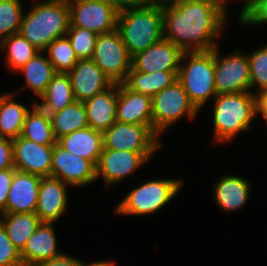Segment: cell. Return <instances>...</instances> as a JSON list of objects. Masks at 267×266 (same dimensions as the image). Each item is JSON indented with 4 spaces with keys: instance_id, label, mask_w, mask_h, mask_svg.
I'll use <instances>...</instances> for the list:
<instances>
[{
    "instance_id": "cell-17",
    "label": "cell",
    "mask_w": 267,
    "mask_h": 266,
    "mask_svg": "<svg viewBox=\"0 0 267 266\" xmlns=\"http://www.w3.org/2000/svg\"><path fill=\"white\" fill-rule=\"evenodd\" d=\"M116 121L143 124L153 130L152 98L130 90L124 83H118Z\"/></svg>"
},
{
    "instance_id": "cell-21",
    "label": "cell",
    "mask_w": 267,
    "mask_h": 266,
    "mask_svg": "<svg viewBox=\"0 0 267 266\" xmlns=\"http://www.w3.org/2000/svg\"><path fill=\"white\" fill-rule=\"evenodd\" d=\"M117 101L118 83L85 100L83 103L87 112L88 127L102 133L108 130L116 122Z\"/></svg>"
},
{
    "instance_id": "cell-2",
    "label": "cell",
    "mask_w": 267,
    "mask_h": 266,
    "mask_svg": "<svg viewBox=\"0 0 267 266\" xmlns=\"http://www.w3.org/2000/svg\"><path fill=\"white\" fill-rule=\"evenodd\" d=\"M33 7L23 14L19 33L39 51L55 39L66 36L70 26L67 0H33Z\"/></svg>"
},
{
    "instance_id": "cell-16",
    "label": "cell",
    "mask_w": 267,
    "mask_h": 266,
    "mask_svg": "<svg viewBox=\"0 0 267 266\" xmlns=\"http://www.w3.org/2000/svg\"><path fill=\"white\" fill-rule=\"evenodd\" d=\"M67 74L75 100L80 102L92 98L114 84L92 59L78 60Z\"/></svg>"
},
{
    "instance_id": "cell-40",
    "label": "cell",
    "mask_w": 267,
    "mask_h": 266,
    "mask_svg": "<svg viewBox=\"0 0 267 266\" xmlns=\"http://www.w3.org/2000/svg\"><path fill=\"white\" fill-rule=\"evenodd\" d=\"M80 259L63 253L61 256L37 264L36 266H79Z\"/></svg>"
},
{
    "instance_id": "cell-26",
    "label": "cell",
    "mask_w": 267,
    "mask_h": 266,
    "mask_svg": "<svg viewBox=\"0 0 267 266\" xmlns=\"http://www.w3.org/2000/svg\"><path fill=\"white\" fill-rule=\"evenodd\" d=\"M44 53V51H40L23 67L16 71V73H22L25 76V86H23L21 90L29 88L38 98L45 92L46 87L56 74L52 63Z\"/></svg>"
},
{
    "instance_id": "cell-38",
    "label": "cell",
    "mask_w": 267,
    "mask_h": 266,
    "mask_svg": "<svg viewBox=\"0 0 267 266\" xmlns=\"http://www.w3.org/2000/svg\"><path fill=\"white\" fill-rule=\"evenodd\" d=\"M15 168L0 171V214H5V206Z\"/></svg>"
},
{
    "instance_id": "cell-29",
    "label": "cell",
    "mask_w": 267,
    "mask_h": 266,
    "mask_svg": "<svg viewBox=\"0 0 267 266\" xmlns=\"http://www.w3.org/2000/svg\"><path fill=\"white\" fill-rule=\"evenodd\" d=\"M53 133L59 138L88 127L87 112L83 102L75 101L64 109L49 114Z\"/></svg>"
},
{
    "instance_id": "cell-45",
    "label": "cell",
    "mask_w": 267,
    "mask_h": 266,
    "mask_svg": "<svg viewBox=\"0 0 267 266\" xmlns=\"http://www.w3.org/2000/svg\"><path fill=\"white\" fill-rule=\"evenodd\" d=\"M227 4H229L226 0H224ZM233 1V0H232ZM238 1V0H237ZM242 1H244V3L245 4H243V8H242V10L240 11V13L249 5V4H251L254 0H242ZM239 2H240V0H239Z\"/></svg>"
},
{
    "instance_id": "cell-13",
    "label": "cell",
    "mask_w": 267,
    "mask_h": 266,
    "mask_svg": "<svg viewBox=\"0 0 267 266\" xmlns=\"http://www.w3.org/2000/svg\"><path fill=\"white\" fill-rule=\"evenodd\" d=\"M51 177L60 179L71 187H83L97 181L96 166L56 142L53 145Z\"/></svg>"
},
{
    "instance_id": "cell-15",
    "label": "cell",
    "mask_w": 267,
    "mask_h": 266,
    "mask_svg": "<svg viewBox=\"0 0 267 266\" xmlns=\"http://www.w3.org/2000/svg\"><path fill=\"white\" fill-rule=\"evenodd\" d=\"M183 51L162 38L131 59V68L139 72L179 71Z\"/></svg>"
},
{
    "instance_id": "cell-23",
    "label": "cell",
    "mask_w": 267,
    "mask_h": 266,
    "mask_svg": "<svg viewBox=\"0 0 267 266\" xmlns=\"http://www.w3.org/2000/svg\"><path fill=\"white\" fill-rule=\"evenodd\" d=\"M57 143L67 151L90 160L97 166L103 150V133L86 127L59 138Z\"/></svg>"
},
{
    "instance_id": "cell-1",
    "label": "cell",
    "mask_w": 267,
    "mask_h": 266,
    "mask_svg": "<svg viewBox=\"0 0 267 266\" xmlns=\"http://www.w3.org/2000/svg\"><path fill=\"white\" fill-rule=\"evenodd\" d=\"M227 11L224 0H165L163 38L183 52L211 51L218 46Z\"/></svg>"
},
{
    "instance_id": "cell-12",
    "label": "cell",
    "mask_w": 267,
    "mask_h": 266,
    "mask_svg": "<svg viewBox=\"0 0 267 266\" xmlns=\"http://www.w3.org/2000/svg\"><path fill=\"white\" fill-rule=\"evenodd\" d=\"M153 155L155 154L103 149L96 166V179L102 177L107 187L115 185L133 175Z\"/></svg>"
},
{
    "instance_id": "cell-19",
    "label": "cell",
    "mask_w": 267,
    "mask_h": 266,
    "mask_svg": "<svg viewBox=\"0 0 267 266\" xmlns=\"http://www.w3.org/2000/svg\"><path fill=\"white\" fill-rule=\"evenodd\" d=\"M67 183L53 177H42L35 214L41 222L55 223L67 208Z\"/></svg>"
},
{
    "instance_id": "cell-32",
    "label": "cell",
    "mask_w": 267,
    "mask_h": 266,
    "mask_svg": "<svg viewBox=\"0 0 267 266\" xmlns=\"http://www.w3.org/2000/svg\"><path fill=\"white\" fill-rule=\"evenodd\" d=\"M44 52L56 73H68L79 60L67 36L55 39Z\"/></svg>"
},
{
    "instance_id": "cell-33",
    "label": "cell",
    "mask_w": 267,
    "mask_h": 266,
    "mask_svg": "<svg viewBox=\"0 0 267 266\" xmlns=\"http://www.w3.org/2000/svg\"><path fill=\"white\" fill-rule=\"evenodd\" d=\"M22 0H0V41L20 31Z\"/></svg>"
},
{
    "instance_id": "cell-28",
    "label": "cell",
    "mask_w": 267,
    "mask_h": 266,
    "mask_svg": "<svg viewBox=\"0 0 267 266\" xmlns=\"http://www.w3.org/2000/svg\"><path fill=\"white\" fill-rule=\"evenodd\" d=\"M0 216V223L19 252L24 249L31 235L41 224L35 213H5Z\"/></svg>"
},
{
    "instance_id": "cell-41",
    "label": "cell",
    "mask_w": 267,
    "mask_h": 266,
    "mask_svg": "<svg viewBox=\"0 0 267 266\" xmlns=\"http://www.w3.org/2000/svg\"><path fill=\"white\" fill-rule=\"evenodd\" d=\"M108 5H111L116 11L122 12L143 5L141 0H104Z\"/></svg>"
},
{
    "instance_id": "cell-44",
    "label": "cell",
    "mask_w": 267,
    "mask_h": 266,
    "mask_svg": "<svg viewBox=\"0 0 267 266\" xmlns=\"http://www.w3.org/2000/svg\"><path fill=\"white\" fill-rule=\"evenodd\" d=\"M145 4H162L165 0H141Z\"/></svg>"
},
{
    "instance_id": "cell-5",
    "label": "cell",
    "mask_w": 267,
    "mask_h": 266,
    "mask_svg": "<svg viewBox=\"0 0 267 266\" xmlns=\"http://www.w3.org/2000/svg\"><path fill=\"white\" fill-rule=\"evenodd\" d=\"M214 77L215 49L183 53L177 80L182 84L190 102L199 112L208 100L217 96Z\"/></svg>"
},
{
    "instance_id": "cell-6",
    "label": "cell",
    "mask_w": 267,
    "mask_h": 266,
    "mask_svg": "<svg viewBox=\"0 0 267 266\" xmlns=\"http://www.w3.org/2000/svg\"><path fill=\"white\" fill-rule=\"evenodd\" d=\"M181 179L148 180L133 188L114 209L122 216H143L156 213L169 204L182 187Z\"/></svg>"
},
{
    "instance_id": "cell-34",
    "label": "cell",
    "mask_w": 267,
    "mask_h": 266,
    "mask_svg": "<svg viewBox=\"0 0 267 266\" xmlns=\"http://www.w3.org/2000/svg\"><path fill=\"white\" fill-rule=\"evenodd\" d=\"M250 64L251 89L258 87L252 93L257 97L267 93V45L247 54Z\"/></svg>"
},
{
    "instance_id": "cell-4",
    "label": "cell",
    "mask_w": 267,
    "mask_h": 266,
    "mask_svg": "<svg viewBox=\"0 0 267 266\" xmlns=\"http://www.w3.org/2000/svg\"><path fill=\"white\" fill-rule=\"evenodd\" d=\"M117 31L132 57L163 38L162 4H143L119 12Z\"/></svg>"
},
{
    "instance_id": "cell-20",
    "label": "cell",
    "mask_w": 267,
    "mask_h": 266,
    "mask_svg": "<svg viewBox=\"0 0 267 266\" xmlns=\"http://www.w3.org/2000/svg\"><path fill=\"white\" fill-rule=\"evenodd\" d=\"M54 223L41 222L20 252L23 266L37 264L61 256L58 251Z\"/></svg>"
},
{
    "instance_id": "cell-9",
    "label": "cell",
    "mask_w": 267,
    "mask_h": 266,
    "mask_svg": "<svg viewBox=\"0 0 267 266\" xmlns=\"http://www.w3.org/2000/svg\"><path fill=\"white\" fill-rule=\"evenodd\" d=\"M91 59L113 83H123L131 69L132 57L117 30L98 36Z\"/></svg>"
},
{
    "instance_id": "cell-37",
    "label": "cell",
    "mask_w": 267,
    "mask_h": 266,
    "mask_svg": "<svg viewBox=\"0 0 267 266\" xmlns=\"http://www.w3.org/2000/svg\"><path fill=\"white\" fill-rule=\"evenodd\" d=\"M0 266H23L19 250L13 245L1 223Z\"/></svg>"
},
{
    "instance_id": "cell-7",
    "label": "cell",
    "mask_w": 267,
    "mask_h": 266,
    "mask_svg": "<svg viewBox=\"0 0 267 266\" xmlns=\"http://www.w3.org/2000/svg\"><path fill=\"white\" fill-rule=\"evenodd\" d=\"M200 113L190 102L188 94L177 80L152 98L153 131L159 136L167 128L187 117L194 120Z\"/></svg>"
},
{
    "instance_id": "cell-3",
    "label": "cell",
    "mask_w": 267,
    "mask_h": 266,
    "mask_svg": "<svg viewBox=\"0 0 267 266\" xmlns=\"http://www.w3.org/2000/svg\"><path fill=\"white\" fill-rule=\"evenodd\" d=\"M214 142H231L239 133L251 129L257 117L258 97L252 92L218 94L214 98Z\"/></svg>"
},
{
    "instance_id": "cell-24",
    "label": "cell",
    "mask_w": 267,
    "mask_h": 266,
    "mask_svg": "<svg viewBox=\"0 0 267 266\" xmlns=\"http://www.w3.org/2000/svg\"><path fill=\"white\" fill-rule=\"evenodd\" d=\"M15 93L0 94V137L14 139L22 134L29 106L16 102Z\"/></svg>"
},
{
    "instance_id": "cell-36",
    "label": "cell",
    "mask_w": 267,
    "mask_h": 266,
    "mask_svg": "<svg viewBox=\"0 0 267 266\" xmlns=\"http://www.w3.org/2000/svg\"><path fill=\"white\" fill-rule=\"evenodd\" d=\"M239 20L245 26L267 24V0H254L239 14Z\"/></svg>"
},
{
    "instance_id": "cell-18",
    "label": "cell",
    "mask_w": 267,
    "mask_h": 266,
    "mask_svg": "<svg viewBox=\"0 0 267 266\" xmlns=\"http://www.w3.org/2000/svg\"><path fill=\"white\" fill-rule=\"evenodd\" d=\"M41 178L15 171L5 206V213H35Z\"/></svg>"
},
{
    "instance_id": "cell-31",
    "label": "cell",
    "mask_w": 267,
    "mask_h": 266,
    "mask_svg": "<svg viewBox=\"0 0 267 266\" xmlns=\"http://www.w3.org/2000/svg\"><path fill=\"white\" fill-rule=\"evenodd\" d=\"M0 49L1 51H7L6 66L9 67L8 69L11 72L15 70V73L40 52L20 33L2 39L0 41Z\"/></svg>"
},
{
    "instance_id": "cell-25",
    "label": "cell",
    "mask_w": 267,
    "mask_h": 266,
    "mask_svg": "<svg viewBox=\"0 0 267 266\" xmlns=\"http://www.w3.org/2000/svg\"><path fill=\"white\" fill-rule=\"evenodd\" d=\"M39 99L41 102L35 101V104L48 114L58 112L74 103L76 100L69 75L56 73Z\"/></svg>"
},
{
    "instance_id": "cell-22",
    "label": "cell",
    "mask_w": 267,
    "mask_h": 266,
    "mask_svg": "<svg viewBox=\"0 0 267 266\" xmlns=\"http://www.w3.org/2000/svg\"><path fill=\"white\" fill-rule=\"evenodd\" d=\"M251 182L237 175H223L215 182L214 198L224 213L234 212L246 205L250 197Z\"/></svg>"
},
{
    "instance_id": "cell-42",
    "label": "cell",
    "mask_w": 267,
    "mask_h": 266,
    "mask_svg": "<svg viewBox=\"0 0 267 266\" xmlns=\"http://www.w3.org/2000/svg\"><path fill=\"white\" fill-rule=\"evenodd\" d=\"M257 115H261L267 123V93L258 97Z\"/></svg>"
},
{
    "instance_id": "cell-10",
    "label": "cell",
    "mask_w": 267,
    "mask_h": 266,
    "mask_svg": "<svg viewBox=\"0 0 267 266\" xmlns=\"http://www.w3.org/2000/svg\"><path fill=\"white\" fill-rule=\"evenodd\" d=\"M215 90L218 94L252 92L250 64L246 53L232 52L220 56L215 48Z\"/></svg>"
},
{
    "instance_id": "cell-39",
    "label": "cell",
    "mask_w": 267,
    "mask_h": 266,
    "mask_svg": "<svg viewBox=\"0 0 267 266\" xmlns=\"http://www.w3.org/2000/svg\"><path fill=\"white\" fill-rule=\"evenodd\" d=\"M14 168L12 139L0 137V171Z\"/></svg>"
},
{
    "instance_id": "cell-30",
    "label": "cell",
    "mask_w": 267,
    "mask_h": 266,
    "mask_svg": "<svg viewBox=\"0 0 267 266\" xmlns=\"http://www.w3.org/2000/svg\"><path fill=\"white\" fill-rule=\"evenodd\" d=\"M21 136L41 145H54L57 142L49 114L35 102L26 115Z\"/></svg>"
},
{
    "instance_id": "cell-8",
    "label": "cell",
    "mask_w": 267,
    "mask_h": 266,
    "mask_svg": "<svg viewBox=\"0 0 267 266\" xmlns=\"http://www.w3.org/2000/svg\"><path fill=\"white\" fill-rule=\"evenodd\" d=\"M160 148L159 136L147 125L116 121L103 132V149L156 153Z\"/></svg>"
},
{
    "instance_id": "cell-14",
    "label": "cell",
    "mask_w": 267,
    "mask_h": 266,
    "mask_svg": "<svg viewBox=\"0 0 267 266\" xmlns=\"http://www.w3.org/2000/svg\"><path fill=\"white\" fill-rule=\"evenodd\" d=\"M12 146L17 171L40 177L51 176L53 145H41L20 135L12 139Z\"/></svg>"
},
{
    "instance_id": "cell-11",
    "label": "cell",
    "mask_w": 267,
    "mask_h": 266,
    "mask_svg": "<svg viewBox=\"0 0 267 266\" xmlns=\"http://www.w3.org/2000/svg\"><path fill=\"white\" fill-rule=\"evenodd\" d=\"M70 25L88 29L96 34L117 30L119 12L104 0H67Z\"/></svg>"
},
{
    "instance_id": "cell-27",
    "label": "cell",
    "mask_w": 267,
    "mask_h": 266,
    "mask_svg": "<svg viewBox=\"0 0 267 266\" xmlns=\"http://www.w3.org/2000/svg\"><path fill=\"white\" fill-rule=\"evenodd\" d=\"M178 71L139 72L132 68L123 82L130 90L153 98L177 81Z\"/></svg>"
},
{
    "instance_id": "cell-43",
    "label": "cell",
    "mask_w": 267,
    "mask_h": 266,
    "mask_svg": "<svg viewBox=\"0 0 267 266\" xmlns=\"http://www.w3.org/2000/svg\"><path fill=\"white\" fill-rule=\"evenodd\" d=\"M79 266H115V262L112 260H98V261H93L92 263L86 264V262H83L80 260Z\"/></svg>"
},
{
    "instance_id": "cell-35",
    "label": "cell",
    "mask_w": 267,
    "mask_h": 266,
    "mask_svg": "<svg viewBox=\"0 0 267 266\" xmlns=\"http://www.w3.org/2000/svg\"><path fill=\"white\" fill-rule=\"evenodd\" d=\"M66 36L79 60L92 58L98 34L88 29L70 25Z\"/></svg>"
}]
</instances>
